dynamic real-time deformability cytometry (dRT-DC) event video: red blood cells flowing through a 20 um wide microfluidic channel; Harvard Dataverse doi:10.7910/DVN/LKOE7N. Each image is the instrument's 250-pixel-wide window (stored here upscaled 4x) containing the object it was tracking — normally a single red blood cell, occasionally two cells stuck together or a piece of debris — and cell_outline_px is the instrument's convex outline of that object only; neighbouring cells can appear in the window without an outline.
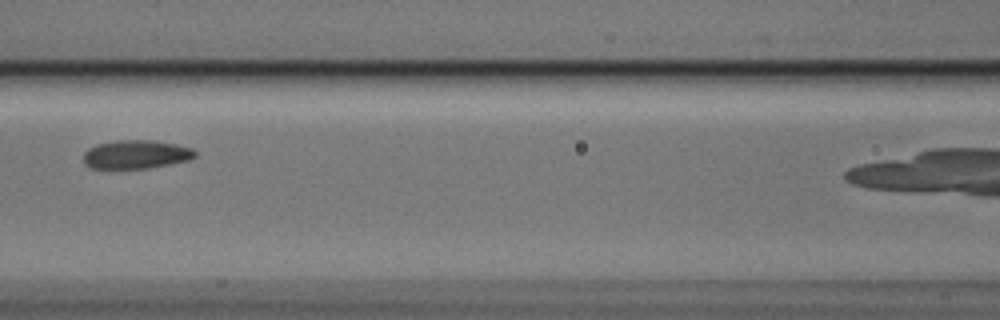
{"species": "Egyptian fruit bat (a non-hibernating species)", "species_latin": "Rousettus aegyptiacus", "temperature_condition": "cold", "stored_images_in_passage": 8, "camera_frame_rate_fps": 3000, "um_per_image_px": 0.085, "animal": {"sex": "male"}, "frame": {"image": 1, "passage_image": 5, "time_ms": 1.333, "image_size_px": [1000, 320], "cell_outline_px": [[196, 156], [188, 160], [148, 168], [92, 168], [84, 164], [84, 152], [88, 148], [96, 144], [116, 140], [152, 140], [176, 144], [192, 148], [196, 152]], "centroid_in_image_um": [11.55, 13.11], "position_along_channel_um": 155.1, "area_um2": 18.55}}
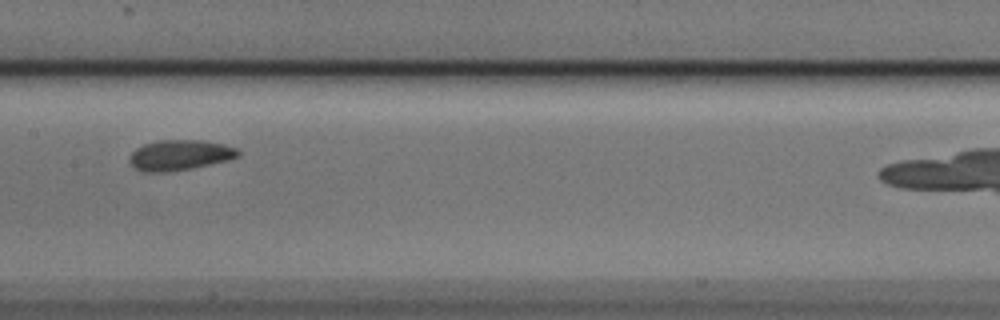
{"frame": {"image": 2, "passage_image": 6, "time_ms": 1.667, "image_size_px": [1000, 320], "cell_outline_px": [[240, 156], [228, 160], [192, 168], [168, 172], [144, 172], [132, 168], [128, 160], [128, 156], [136, 148], [144, 144], [160, 140], [200, 140], [224, 144], [236, 148], [240, 152]], "centroid_in_image_um": [15.24, 13.19], "position_along_channel_um": 192.2, "area_um2": 19.42}}